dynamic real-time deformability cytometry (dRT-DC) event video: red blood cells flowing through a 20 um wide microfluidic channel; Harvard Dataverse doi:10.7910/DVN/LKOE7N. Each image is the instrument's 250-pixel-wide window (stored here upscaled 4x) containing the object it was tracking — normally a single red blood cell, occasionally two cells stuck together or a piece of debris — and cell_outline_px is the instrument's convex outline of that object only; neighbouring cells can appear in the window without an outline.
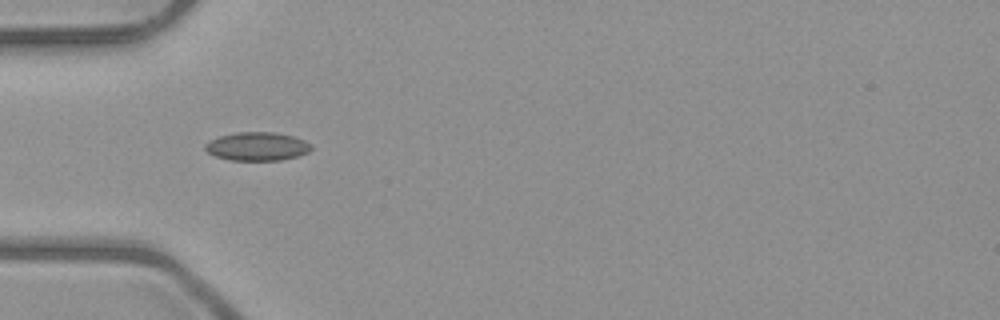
{"species": "common noctule bat (a hibernating species)", "species_latin": "Nyctalus noctula", "temperature_condition": "room temperature", "stored_images_in_passage": 5, "camera_frame_rate_fps": 3000, "um_per_image_px": 0.085, "animal": {"sex": "male", "body_mass_g": 23.1, "forearm_length_mm": 52.7}, "frame": {"image": 1, "passage_image": 2, "time_ms": 1.0, "image_size_px": [1000, 320], "cell_outline_px": [[312, 148], [308, 152], [296, 156], [280, 160], [232, 160], [216, 156], [208, 152], [204, 148], [204, 144], [208, 140], [220, 136], [236, 132], [276, 132], [292, 136], [304, 140], [312, 144]], "centroid_in_image_um": [21.85, 12.43], "position_along_channel_um": 63.2, "area_um2": 17.57}}
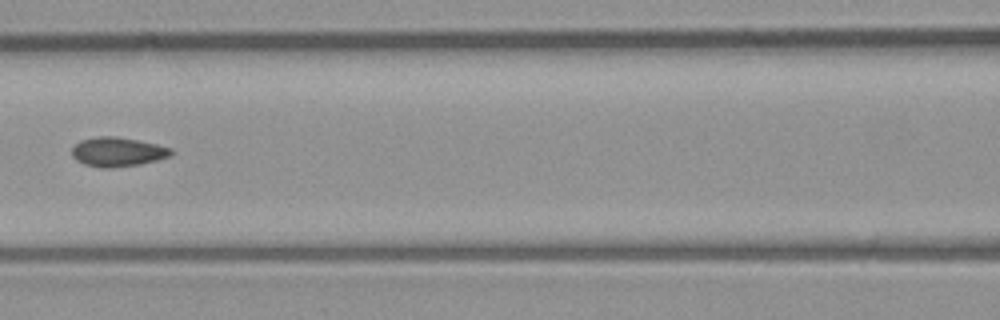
{"frame": {"image": 2, "passage_image": 4, "time_ms": 3.333, "image_size_px": [1000, 320], "cell_outline_px": [[172, 152], [168, 156], [156, 160], [140, 164], [112, 168], [104, 168], [84, 164], [76, 160], [72, 156], [72, 148], [80, 140], [100, 136], [116, 136], [156, 144], [172, 148]], "centroid_in_image_um": [9.96, 12.91], "position_along_channel_um": 156.6, "area_um2": 16.76}}
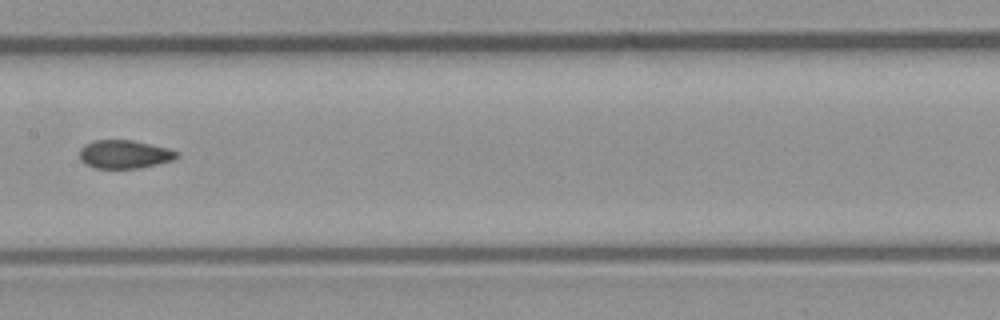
{"frame": {"image": 3, "passage_image": 5, "time_ms": 4.333, "image_size_px": [1000, 320], "cell_outline_px": [[180, 156], [172, 160], [140, 168], [96, 168], [80, 160], [80, 148], [84, 144], [96, 140], [132, 140], [168, 148], [180, 152]], "centroid_in_image_um": [10.6, 13.1], "position_along_channel_um": 196.8, "area_um2": 16.01}}